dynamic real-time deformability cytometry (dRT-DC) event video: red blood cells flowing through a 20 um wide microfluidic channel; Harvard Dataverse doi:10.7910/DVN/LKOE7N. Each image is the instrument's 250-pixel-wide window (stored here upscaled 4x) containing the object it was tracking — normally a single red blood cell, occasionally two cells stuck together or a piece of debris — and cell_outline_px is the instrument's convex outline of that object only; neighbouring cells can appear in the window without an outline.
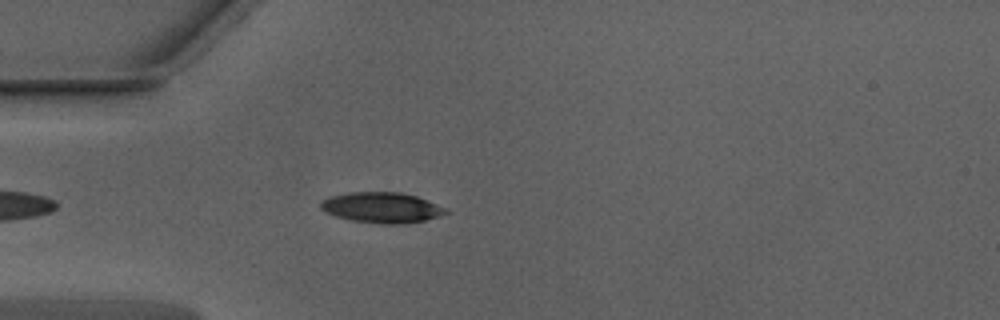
{"species": "Egyptian fruit bat (a non-hibernating species)", "species_latin": "Rousettus aegyptiacus", "temperature_condition": "warm", "stored_images_in_passage": 42, "camera_frame_rate_fps": 3000, "um_per_image_px": 0.085, "animal": {"sex": "male"}, "frame": {"image": 1, "passage_image": 5, "time_ms": 1.333, "image_size_px": [1000, 320], "cell_outline_px": [[452, 212], [440, 216], [424, 220], [400, 224], [380, 224], [352, 220], [336, 216], [320, 208], [320, 200], [328, 196], [348, 192], [400, 192], [416, 196], [448, 208]], "centroid_in_image_um": [32.47, 17.63], "position_along_channel_um": 52.5, "area_um2": 22.43}}
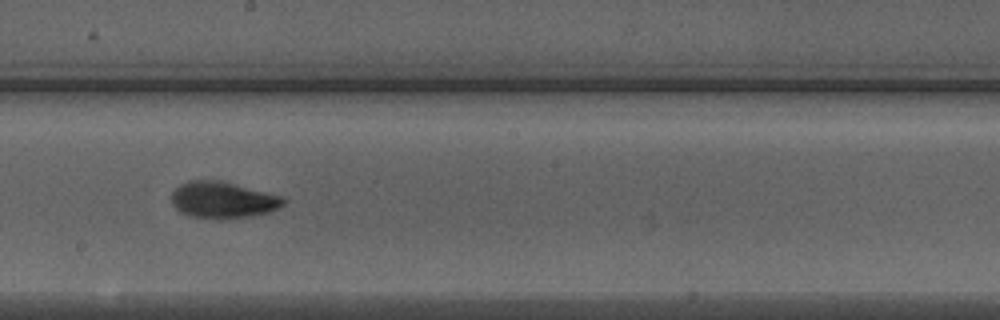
{"frame": {"image": 2, "passage_image": 19, "time_ms": 6.0, "image_size_px": [1000, 320], "cell_outline_px": [[288, 200], [284, 204], [268, 212], [252, 216], [192, 216], [180, 212], [172, 204], [172, 192], [180, 184], [188, 180], [220, 180], [284, 196]], "centroid_in_image_um": [18.96, 16.94], "position_along_channel_um": 229.2, "area_um2": 23.18}}
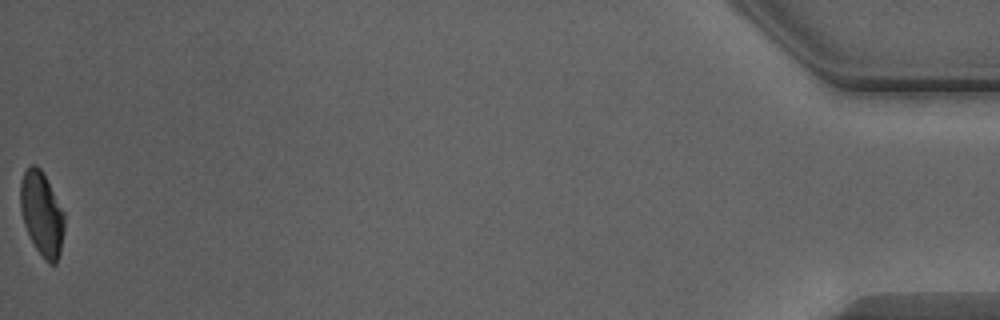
{"frame": {"image": 3, "passage_image": 42, "time_ms": 13.667, "image_size_px": [1000, 320], "cell_outline_px": [[64, 232], [60, 252], [56, 264], [48, 264], [44, 260], [36, 248], [24, 224], [20, 212], [20, 184], [24, 172], [32, 164], [36, 164], [40, 168], [64, 212]], "centroid_in_image_um": [3.55, 18.2], "position_along_channel_um": 431.6, "area_um2": 21.39}, "authors_computed_cell_mechanics": {"area_um2": 22.6865, "velocity_mm_per_s": 3.9878, "shape_relaxation_time_tau1_ms": 4.322, "shape_relaxation_time_tau2_ms": 1.5182, "deformation_change_tau1": 0.1665, "deformation_change_tau2": 0.0697}}